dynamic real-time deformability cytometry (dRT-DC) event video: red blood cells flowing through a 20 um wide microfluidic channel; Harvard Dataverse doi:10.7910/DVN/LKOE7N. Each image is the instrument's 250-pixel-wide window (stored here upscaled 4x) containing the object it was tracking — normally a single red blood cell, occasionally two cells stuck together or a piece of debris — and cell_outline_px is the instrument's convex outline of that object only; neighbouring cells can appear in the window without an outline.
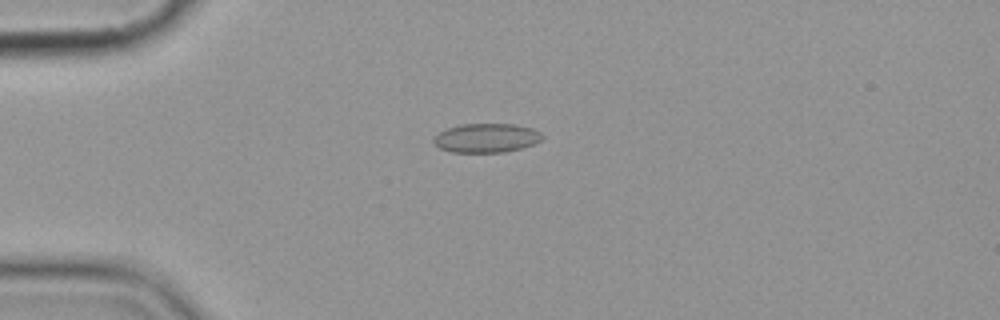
{"species": "common noctule bat (a hibernating species)", "species_latin": "Nyctalus noctula", "temperature_condition": "cold", "stored_images_in_passage": 4, "camera_frame_rate_fps": 3000, "um_per_image_px": 0.085, "animal": {"sex": "female", "body_mass_g": 19.9}, "frame": {"image": 1, "passage_image": 4, "time_ms": 3.667, "image_size_px": [1000, 320], "cell_outline_px": [[544, 136], [540, 140], [532, 144], [520, 148], [504, 152], [452, 152], [440, 148], [432, 140], [440, 132], [448, 128], [460, 124], [512, 124], [532, 128], [540, 132]], "centroid_in_image_um": [41.34, 11.72], "position_along_channel_um": 43.7, "area_um2": 18.15}}